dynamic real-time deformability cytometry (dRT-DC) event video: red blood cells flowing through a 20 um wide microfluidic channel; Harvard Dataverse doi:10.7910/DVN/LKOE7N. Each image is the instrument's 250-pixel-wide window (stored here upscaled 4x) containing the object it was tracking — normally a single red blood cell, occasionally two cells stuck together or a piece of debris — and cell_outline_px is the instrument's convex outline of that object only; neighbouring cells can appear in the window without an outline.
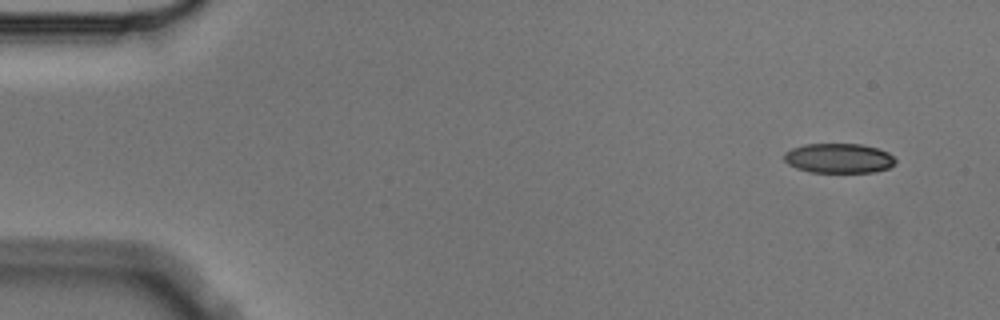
{"species": "Egyptian fruit bat (a non-hibernating species)", "species_latin": "Rousettus aegyptiacus", "temperature_condition": "cold", "stored_images_in_passage": 2, "camera_frame_rate_fps": 3000, "um_per_image_px": 0.085, "animal": {"sex": "male"}, "frame": {"image": 1, "passage_image": 1, "time_ms": 0.0, "image_size_px": [1000, 320], "cell_outline_px": [[896, 160], [888, 168], [872, 172], [812, 172], [796, 168], [788, 164], [784, 160], [784, 152], [792, 148], [804, 144], [860, 144], [876, 148], [888, 152]], "centroid_in_image_um": [71.25, 13.44], "position_along_channel_um": 13.7, "area_um2": 19.13}}